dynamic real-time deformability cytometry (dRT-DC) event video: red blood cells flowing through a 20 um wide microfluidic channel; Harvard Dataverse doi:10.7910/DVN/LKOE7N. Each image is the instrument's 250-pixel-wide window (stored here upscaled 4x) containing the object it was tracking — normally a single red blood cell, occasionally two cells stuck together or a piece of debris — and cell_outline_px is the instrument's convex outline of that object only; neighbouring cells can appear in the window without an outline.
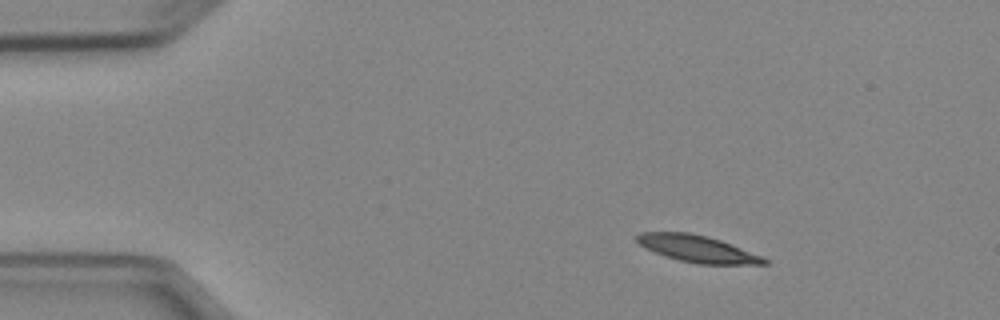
{"species": "Egyptian fruit bat (a non-hibernating species)", "species_latin": "Rousettus aegyptiacus", "temperature_condition": "cold", "stored_images_in_passage": 3, "camera_frame_rate_fps": 3000, "um_per_image_px": 0.085, "animal": {"sex": "female"}, "frame": {"image": 1, "passage_image": 1, "time_ms": 0.0, "image_size_px": [1000, 320], "cell_outline_px": [[768, 264], [700, 264], [680, 260], [644, 248], [636, 240], [636, 236], [640, 232], [688, 232], [708, 236], [720, 240], [760, 256], [768, 260]], "centroid_in_image_um": [59.25, 21.13], "position_along_channel_um": 25.8, "area_um2": 19.48}}